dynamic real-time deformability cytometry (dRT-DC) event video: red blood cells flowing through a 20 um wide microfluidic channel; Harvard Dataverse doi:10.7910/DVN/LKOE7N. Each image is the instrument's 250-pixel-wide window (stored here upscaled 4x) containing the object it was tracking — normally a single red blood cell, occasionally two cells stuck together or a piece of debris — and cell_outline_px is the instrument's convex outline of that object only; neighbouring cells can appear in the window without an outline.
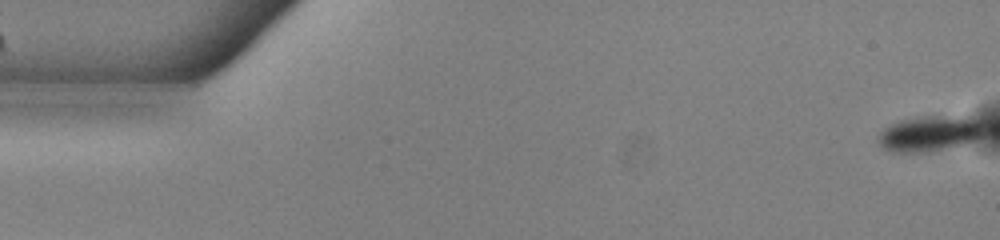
{"species": "common noctule bat (a hibernating species)", "species_latin": "Nyctalus noctula", "temperature_condition": "warm", "stored_images_in_passage": 54, "camera_frame_rate_fps": 3000, "um_per_image_px": 0.085, "animal": {"sex": "male", "body_mass_g": 13.0, "forearm_length_mm": 53.1}, "frame": {"image": 1, "passage_image": 1, "time_ms": 0.0, "image_size_px": [1000, 240], "cell_outline_px": [[984, 132], [980, 136], [964, 144], [928, 152], [892, 152], [884, 148], [876, 140], [880, 132], [884, 128], [900, 120], [916, 116], [956, 116], [980, 120]], "centroid_in_image_um": [78.98, 11.35], "position_along_channel_um": 6.0, "area_um2": 21.79}}
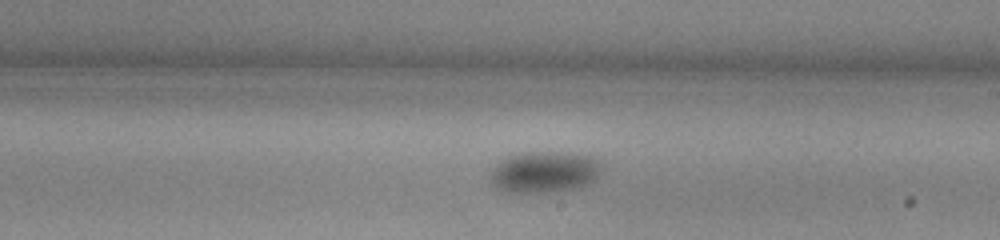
{"frame": {"image": 2, "passage_image": 31, "time_ms": 10.0, "image_size_px": [1000, 240], "cell_outline_px": [[604, 168], [600, 176], [588, 184], [580, 188], [516, 196], [496, 188], [492, 184], [488, 172], [500, 160], [508, 156], [520, 152], [568, 152], [596, 156]], "centroid_in_image_um": [46.27, 14.64], "position_along_channel_um": 242.7, "area_um2": 28.26}}
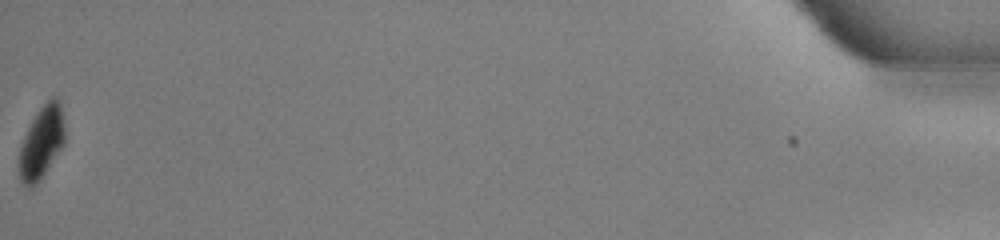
{"frame": {"image": 3, "passage_image": 54, "time_ms": 17.667, "image_size_px": [1000, 240], "cell_outline_px": [[64, 144], [40, 180], [32, 188], [28, 188], [20, 180], [20, 148], [24, 136], [36, 112], [52, 96], [56, 96], [60, 100], [64, 124]], "centroid_in_image_um": [3.55, 12.09], "position_along_channel_um": 431.6, "area_um2": 19.07}, "authors_computed_cell_mechanics": {"area_um2": 24.7095, "velocity_mm_per_s": 3.8538, "shape_relaxation_time_tau1_ms": 3.879, "shape_relaxation_time_tau2_ms": null, "deformation_change_tau1": 0.0685, "deformation_change_tau2": null}}